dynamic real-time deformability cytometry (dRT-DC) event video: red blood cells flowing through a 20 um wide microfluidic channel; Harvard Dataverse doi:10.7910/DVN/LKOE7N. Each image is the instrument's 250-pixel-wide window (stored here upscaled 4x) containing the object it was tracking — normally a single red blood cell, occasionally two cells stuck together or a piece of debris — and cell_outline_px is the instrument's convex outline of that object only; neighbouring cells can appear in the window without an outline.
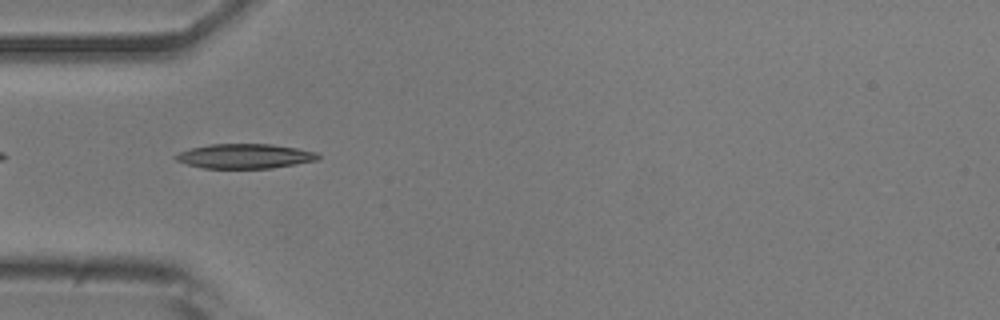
{"species": "common noctule bat (a hibernating species)", "species_latin": "Nyctalus noctula", "temperature_condition": "room temperature", "stored_images_in_passage": 39, "camera_frame_rate_fps": 3000, "um_per_image_px": 0.085, "animal": {"sex": "male", "body_mass_g": 20.5, "forearm_length_mm": 52.5}, "frame": {"image": 1, "passage_image": 2, "time_ms": 0.333, "image_size_px": [1000, 320], "cell_outline_px": [[320, 156], [316, 160], [296, 164], [272, 168], [204, 168], [188, 164], [176, 160], [172, 156], [180, 152], [192, 148], [212, 144], [272, 144], [296, 148], [316, 152]], "centroid_in_image_um": [20.81, 13.27], "position_along_channel_um": 64.2, "area_um2": 20.23}}
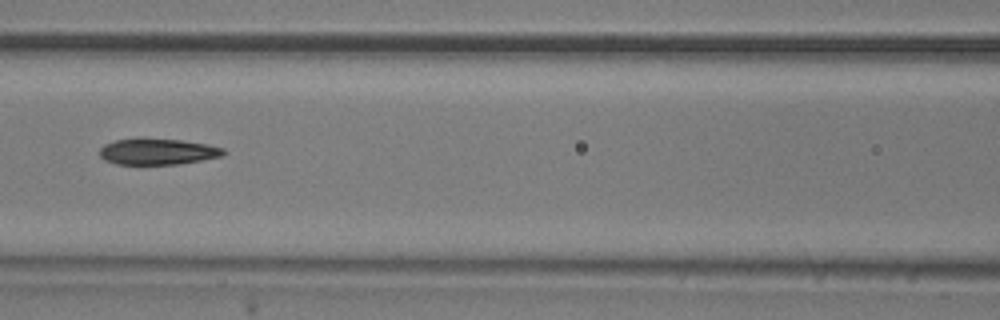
{"frame": {"image": 2, "passage_image": 9, "time_ms": 2.667, "image_size_px": [1000, 320], "cell_outline_px": [[228, 152], [220, 156], [200, 160], [176, 164], [116, 164], [104, 160], [100, 156], [100, 148], [104, 144], [116, 140], [180, 140], [208, 144], [224, 148]], "centroid_in_image_um": [13.42, 12.91], "position_along_channel_um": 153.2, "area_um2": 18.32}}
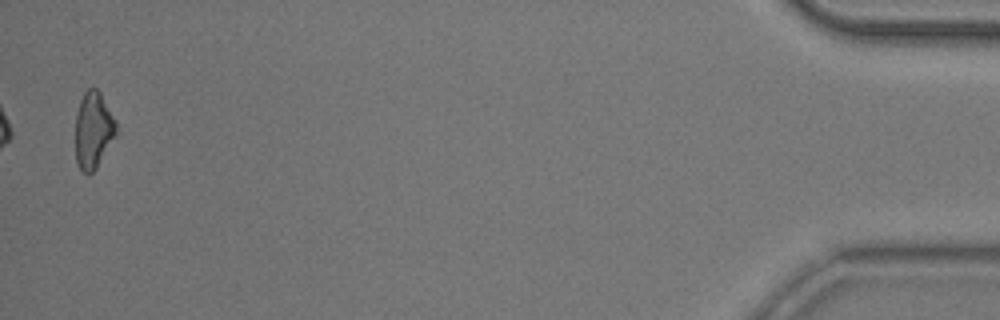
{"frame": {"image": 3, "passage_image": 38, "time_ms": 12.333, "image_size_px": [1000, 320], "cell_outline_px": [[116, 132], [96, 168], [88, 176], [76, 164], [76, 112], [80, 100], [84, 92], [88, 88], [96, 88], [100, 92], [116, 120]], "centroid_in_image_um": [7.91, 11.04], "position_along_channel_um": 427.3, "area_um2": 17.98}, "authors_computed_cell_mechanics": {"area_um2": 19.4208, "velocity_mm_per_s": 3.7903, "shape_relaxation_time_tau1_ms": 3.9371, "shape_relaxation_time_tau2_ms": 4.9689, "deformation_change_tau1": 0.1467, "deformation_change_tau2": 0.1336}}